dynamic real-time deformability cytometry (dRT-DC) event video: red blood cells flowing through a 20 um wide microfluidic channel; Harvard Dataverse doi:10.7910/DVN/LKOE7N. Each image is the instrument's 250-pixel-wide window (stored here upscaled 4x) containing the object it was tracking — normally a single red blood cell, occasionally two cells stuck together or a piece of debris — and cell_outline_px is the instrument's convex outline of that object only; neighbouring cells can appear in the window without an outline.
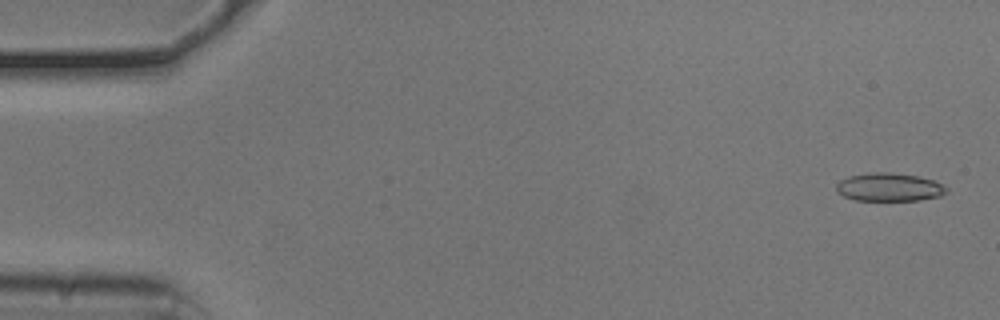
{"species": "common noctule bat (a hibernating species)", "species_latin": "Nyctalus noctula", "temperature_condition": "cold", "stored_images_in_passage": 53, "camera_frame_rate_fps": 3000, "um_per_image_px": 0.085, "animal": {"sex": "male", "body_mass_g": 20.5, "forearm_length_mm": 52.5}, "frame": {"image": 1, "passage_image": 2, "time_ms": 0.333, "image_size_px": [1000, 320], "cell_outline_px": [[948, 192], [940, 196], [920, 200], [856, 200], [844, 196], [836, 192], [836, 184], [840, 180], [848, 176], [872, 172], [888, 172], [916, 176], [932, 180], [944, 184], [948, 188]], "centroid_in_image_um": [75.58, 15.91], "position_along_channel_um": 9.4, "area_um2": 18.15}}
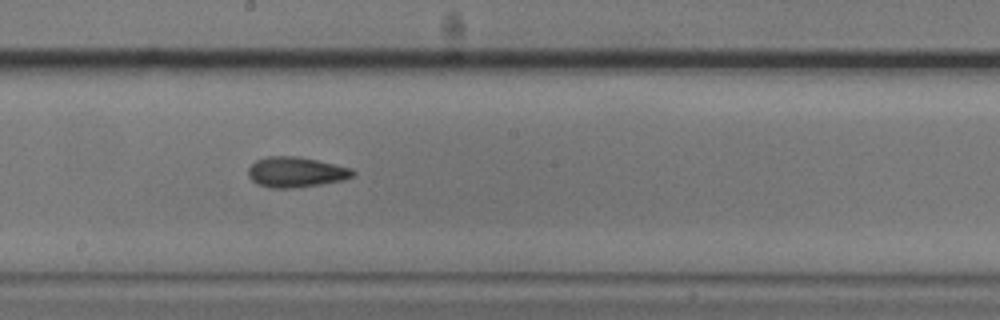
{"frame": {"image": 2, "passage_image": 29, "time_ms": 9.333, "image_size_px": [1000, 320], "cell_outline_px": [[356, 172], [352, 176], [344, 180], [320, 184], [292, 188], [268, 188], [256, 184], [248, 176], [248, 168], [256, 160], [268, 156], [296, 156], [316, 160], [352, 168]], "centroid_in_image_um": [25.13, 14.63], "position_along_channel_um": 223.1, "area_um2": 18.5}}
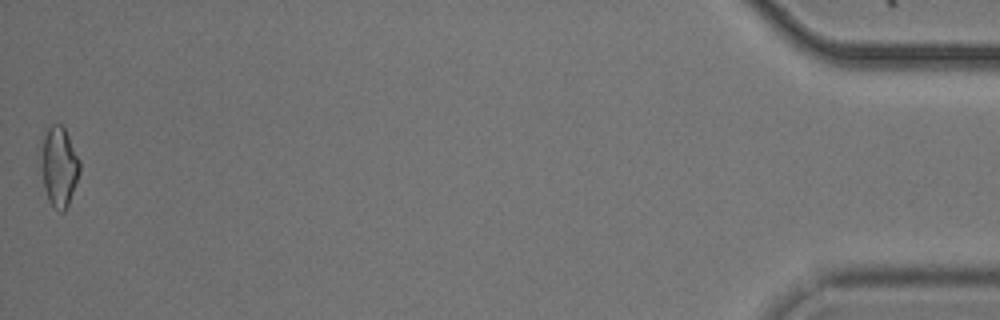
{"frame": {"image": 3, "passage_image": 53, "time_ms": 17.333, "image_size_px": [1000, 320], "cell_outline_px": [[80, 172], [68, 204], [64, 212], [60, 212], [48, 200], [44, 188], [44, 136], [48, 128], [56, 120], [64, 128], [80, 160]], "centroid_in_image_um": [5.08, 14.16], "position_along_channel_um": 430.1, "area_um2": 17.11}, "authors_computed_cell_mechanics": {"area_um2": 17.918, "velocity_mm_per_s": 3.7977, "shape_relaxation_time_tau1_ms": 4.1279, "shape_relaxation_time_tau2_ms": 3.0968, "deformation_change_tau1": 0.1168, "deformation_change_tau2": 0.1038}}